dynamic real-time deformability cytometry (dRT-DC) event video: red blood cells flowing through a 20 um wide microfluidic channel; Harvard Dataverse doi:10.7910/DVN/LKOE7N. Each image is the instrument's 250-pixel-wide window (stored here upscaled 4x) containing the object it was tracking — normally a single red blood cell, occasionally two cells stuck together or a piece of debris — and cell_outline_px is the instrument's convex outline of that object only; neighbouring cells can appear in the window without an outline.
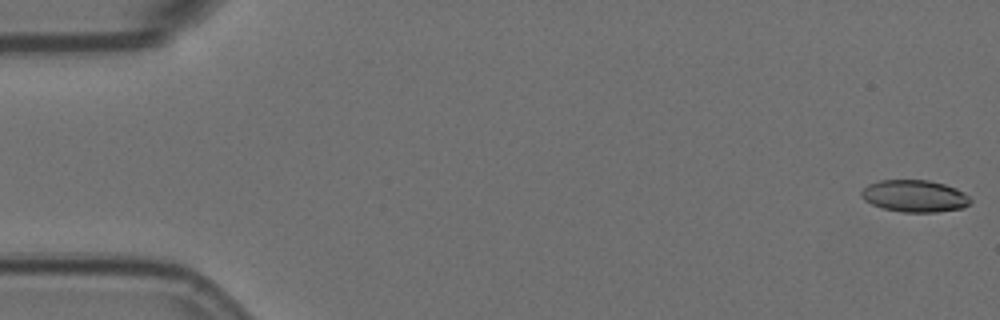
{"species": "Egyptian fruit bat (a non-hibernating species)", "species_latin": "Rousettus aegyptiacus", "temperature_condition": "room temperature", "stored_images_in_passage": 7, "camera_frame_rate_fps": 3000, "um_per_image_px": 0.085, "animal": {"sex": "female"}, "frame": {"image": 1, "passage_image": 1, "time_ms": 0.0, "image_size_px": [1000, 320], "cell_outline_px": [[972, 200], [964, 208], [936, 212], [904, 212], [884, 208], [872, 204], [864, 200], [860, 196], [860, 192], [868, 184], [880, 180], [928, 180], [944, 184], [956, 188], [964, 192]], "centroid_in_image_um": [77.74, 16.66], "position_along_channel_um": 7.3, "area_um2": 20.35}}
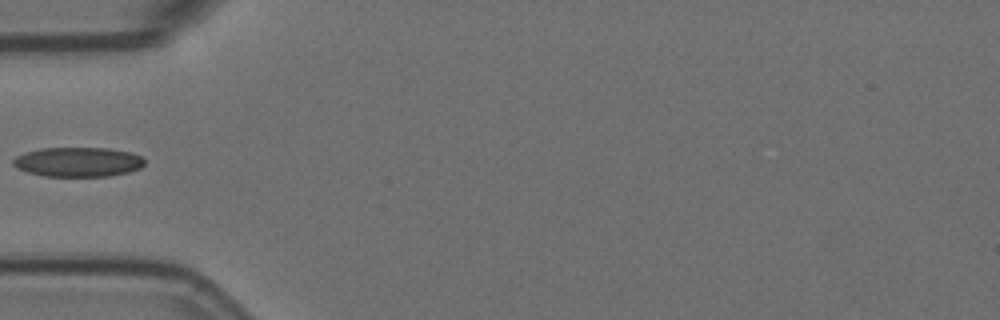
{"frame": {"image": 2, "passage_image": 6, "time_ms": 1.667, "image_size_px": [1000, 320], "cell_outline_px": [[144, 164], [140, 168], [128, 172], [108, 176], [44, 176], [28, 172], [16, 168], [12, 164], [12, 160], [16, 156], [24, 152], [40, 148], [108, 148], [128, 152], [140, 156], [144, 160]], "centroid_in_image_um": [6.58, 13.76], "position_along_channel_um": 78.4, "area_um2": 22.6}}
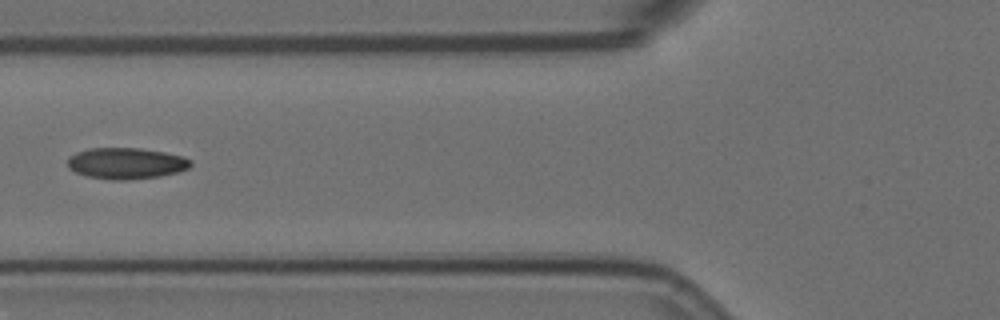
{"frame": {"image": 3, "passage_image": 7, "time_ms": 2.0, "image_size_px": [1000, 320], "cell_outline_px": [[192, 164], [188, 168], [176, 172], [160, 176], [128, 180], [112, 180], [88, 176], [76, 172], [68, 168], [68, 156], [76, 152], [88, 148], [140, 148], [164, 152], [184, 156], [192, 160]], "centroid_in_image_um": [10.72, 13.87], "position_along_channel_um": 115.1, "area_um2": 22.48}}